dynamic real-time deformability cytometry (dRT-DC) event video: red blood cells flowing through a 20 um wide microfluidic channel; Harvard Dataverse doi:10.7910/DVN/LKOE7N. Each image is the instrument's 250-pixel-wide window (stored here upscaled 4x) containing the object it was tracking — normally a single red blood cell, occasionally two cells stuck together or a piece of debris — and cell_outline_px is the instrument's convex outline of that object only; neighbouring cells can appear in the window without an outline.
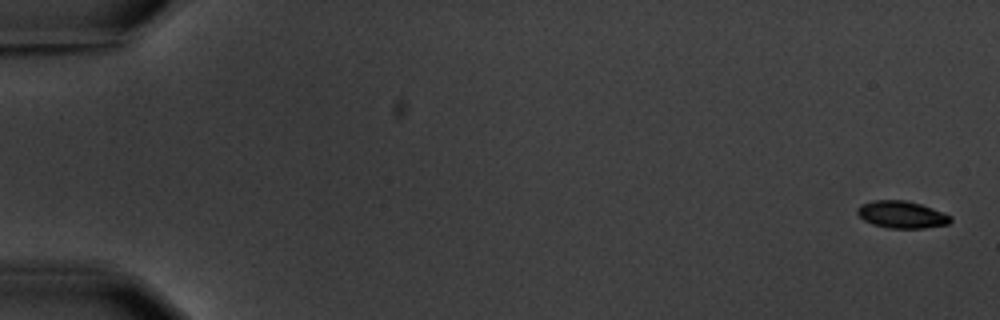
{"species": "common noctule bat (a hibernating species)", "species_latin": "Nyctalus noctula", "temperature_condition": "warm", "stored_images_in_passage": 5, "camera_frame_rate_fps": 3000, "um_per_image_px": 0.085, "animal": {"sex": "male", "body_mass_g": 20.1, "forearm_length_mm": 53.5}, "frame": {"image": 1, "passage_image": 1, "time_ms": 0.0, "image_size_px": [1000, 320], "cell_outline_px": [[952, 220], [948, 224], [924, 228], [888, 228], [872, 224], [864, 220], [856, 212], [856, 208], [860, 204], [872, 200], [904, 200], [920, 204], [932, 208], [952, 216]], "centroid_in_image_um": [76.62, 18.23], "position_along_channel_um": 8.4, "area_um2": 14.8}}
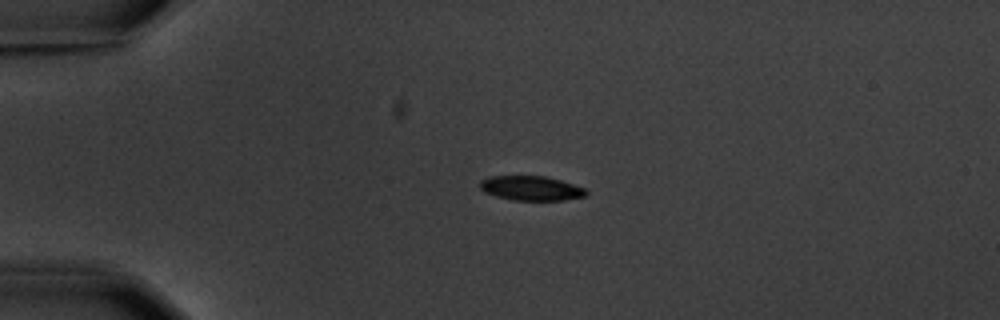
{"frame": {"image": 2, "passage_image": 4, "time_ms": 4.333, "image_size_px": [1000, 320], "cell_outline_px": [[588, 192], [584, 196], [564, 200], [512, 200], [496, 196], [484, 192], [480, 188], [480, 180], [488, 176], [544, 176], [560, 180], [584, 188]], "centroid_in_image_um": [45.1, 15.99], "position_along_channel_um": 39.9, "area_um2": 15.09}}